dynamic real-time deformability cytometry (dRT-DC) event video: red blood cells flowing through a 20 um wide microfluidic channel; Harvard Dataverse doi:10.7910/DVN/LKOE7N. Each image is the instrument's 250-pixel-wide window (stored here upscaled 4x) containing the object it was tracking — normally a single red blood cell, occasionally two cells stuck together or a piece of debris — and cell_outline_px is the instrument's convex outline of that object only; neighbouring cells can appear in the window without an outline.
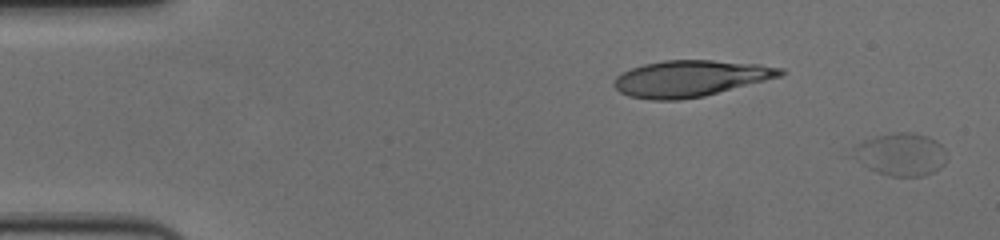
{"species": "human", "species_latin": "Homo sapiens", "temperature_condition": "cold", "stored_images_in_passage": 56, "camera_frame_rate_fps": 3000, "um_per_image_px": 0.085, "donor": {"sex": "female"}, "frame": {"image": 1, "passage_image": 1, "time_ms": 0.0, "image_size_px": [1000, 240], "cell_outline_px": [[944, 164], [940, 168], [924, 176], [888, 176], [876, 172], [868, 168], [848, 156], [852, 148], [856, 144], [864, 140], [876, 136], [896, 132], [912, 132], [928, 136], [936, 140], [944, 148]], "centroid_in_image_um": [76.49, 13.12], "position_along_channel_um": 8.5, "area_um2": 23.58}}
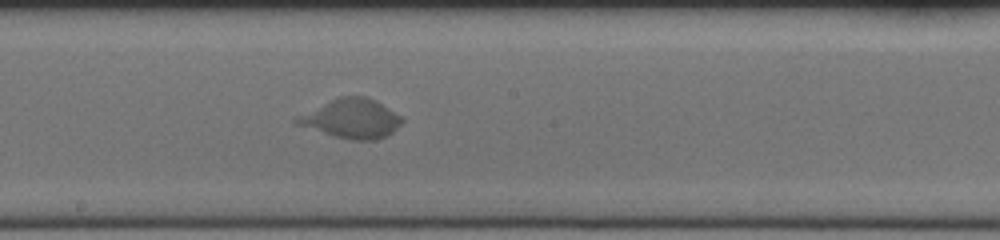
{"frame": {"image": 2, "passage_image": 31, "time_ms": 10.0, "image_size_px": [1000, 240], "cell_outline_px": [[404, 120], [388, 136], [376, 140], [348, 140], [332, 136], [296, 124], [292, 120], [296, 116], [340, 96], [364, 96], [380, 104], [400, 116]], "centroid_in_image_um": [29.84, 10.11], "position_along_channel_um": 218.4, "area_um2": 23.76}}
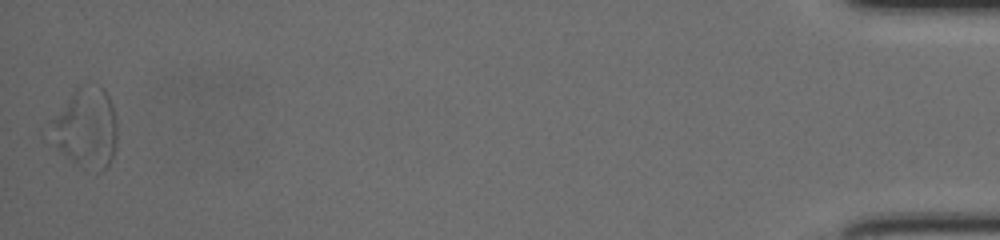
{"frame": {"image": 3, "passage_image": 56, "time_ms": 18.333, "image_size_px": [1000, 240], "cell_outline_px": [[116, 144], [112, 156], [108, 164], [100, 172], [96, 172], [72, 160], [56, 148], [52, 120], [76, 84], [80, 84], [104, 88], [112, 104], [116, 120]], "centroid_in_image_um": [7.36, 10.83], "position_along_channel_um": 427.8, "area_um2": 30.29}}